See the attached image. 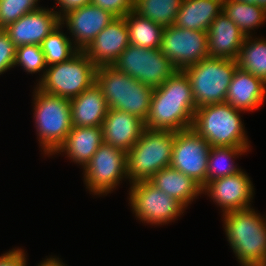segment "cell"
Instances as JSON below:
<instances>
[{"label":"cell","instance_id":"cell-1","mask_svg":"<svg viewBox=\"0 0 266 266\" xmlns=\"http://www.w3.org/2000/svg\"><path fill=\"white\" fill-rule=\"evenodd\" d=\"M196 109L190 81L183 71H177L153 89L144 127L174 132L191 128Z\"/></svg>","mask_w":266,"mask_h":266},{"label":"cell","instance_id":"cell-2","mask_svg":"<svg viewBox=\"0 0 266 266\" xmlns=\"http://www.w3.org/2000/svg\"><path fill=\"white\" fill-rule=\"evenodd\" d=\"M224 228L242 266H266V220L252 208L223 213Z\"/></svg>","mask_w":266,"mask_h":266},{"label":"cell","instance_id":"cell-3","mask_svg":"<svg viewBox=\"0 0 266 266\" xmlns=\"http://www.w3.org/2000/svg\"><path fill=\"white\" fill-rule=\"evenodd\" d=\"M95 82L102 90L109 109L127 112L145 122L150 111L152 87L114 66L98 67Z\"/></svg>","mask_w":266,"mask_h":266},{"label":"cell","instance_id":"cell-4","mask_svg":"<svg viewBox=\"0 0 266 266\" xmlns=\"http://www.w3.org/2000/svg\"><path fill=\"white\" fill-rule=\"evenodd\" d=\"M241 111L226 102L201 106L195 111L191 128L211 147H249Z\"/></svg>","mask_w":266,"mask_h":266},{"label":"cell","instance_id":"cell-5","mask_svg":"<svg viewBox=\"0 0 266 266\" xmlns=\"http://www.w3.org/2000/svg\"><path fill=\"white\" fill-rule=\"evenodd\" d=\"M174 140V131L145 128L138 141L126 153L131 183L148 181L155 173L169 167Z\"/></svg>","mask_w":266,"mask_h":266},{"label":"cell","instance_id":"cell-6","mask_svg":"<svg viewBox=\"0 0 266 266\" xmlns=\"http://www.w3.org/2000/svg\"><path fill=\"white\" fill-rule=\"evenodd\" d=\"M34 90V118L45 154H54L72 130L70 99Z\"/></svg>","mask_w":266,"mask_h":266},{"label":"cell","instance_id":"cell-7","mask_svg":"<svg viewBox=\"0 0 266 266\" xmlns=\"http://www.w3.org/2000/svg\"><path fill=\"white\" fill-rule=\"evenodd\" d=\"M237 60L207 57L183 72L187 75L197 108L224 103Z\"/></svg>","mask_w":266,"mask_h":266},{"label":"cell","instance_id":"cell-8","mask_svg":"<svg viewBox=\"0 0 266 266\" xmlns=\"http://www.w3.org/2000/svg\"><path fill=\"white\" fill-rule=\"evenodd\" d=\"M96 69L85 52L78 51L69 60L48 66L37 87L44 92L71 99L95 83Z\"/></svg>","mask_w":266,"mask_h":266},{"label":"cell","instance_id":"cell-9","mask_svg":"<svg viewBox=\"0 0 266 266\" xmlns=\"http://www.w3.org/2000/svg\"><path fill=\"white\" fill-rule=\"evenodd\" d=\"M112 66L153 89L161 86L178 71L161 48H144L131 44Z\"/></svg>","mask_w":266,"mask_h":266},{"label":"cell","instance_id":"cell-10","mask_svg":"<svg viewBox=\"0 0 266 266\" xmlns=\"http://www.w3.org/2000/svg\"><path fill=\"white\" fill-rule=\"evenodd\" d=\"M87 188L96 195L109 193L128 178L127 154L122 149L102 143L84 167Z\"/></svg>","mask_w":266,"mask_h":266},{"label":"cell","instance_id":"cell-11","mask_svg":"<svg viewBox=\"0 0 266 266\" xmlns=\"http://www.w3.org/2000/svg\"><path fill=\"white\" fill-rule=\"evenodd\" d=\"M129 203L133 212L142 222L165 224L176 219L184 211V206L149 181L132 183Z\"/></svg>","mask_w":266,"mask_h":266},{"label":"cell","instance_id":"cell-12","mask_svg":"<svg viewBox=\"0 0 266 266\" xmlns=\"http://www.w3.org/2000/svg\"><path fill=\"white\" fill-rule=\"evenodd\" d=\"M161 51L178 71L197 64L208 55L207 31H194L174 24L163 30Z\"/></svg>","mask_w":266,"mask_h":266},{"label":"cell","instance_id":"cell-13","mask_svg":"<svg viewBox=\"0 0 266 266\" xmlns=\"http://www.w3.org/2000/svg\"><path fill=\"white\" fill-rule=\"evenodd\" d=\"M211 145L193 128L175 131L171 167L206 185L208 155Z\"/></svg>","mask_w":266,"mask_h":266},{"label":"cell","instance_id":"cell-14","mask_svg":"<svg viewBox=\"0 0 266 266\" xmlns=\"http://www.w3.org/2000/svg\"><path fill=\"white\" fill-rule=\"evenodd\" d=\"M253 186L243 171L207 183L202 192H207L224 213L250 208Z\"/></svg>","mask_w":266,"mask_h":266},{"label":"cell","instance_id":"cell-15","mask_svg":"<svg viewBox=\"0 0 266 266\" xmlns=\"http://www.w3.org/2000/svg\"><path fill=\"white\" fill-rule=\"evenodd\" d=\"M116 17L93 4L67 12L60 18L69 27L79 51H84L93 39Z\"/></svg>","mask_w":266,"mask_h":266},{"label":"cell","instance_id":"cell-16","mask_svg":"<svg viewBox=\"0 0 266 266\" xmlns=\"http://www.w3.org/2000/svg\"><path fill=\"white\" fill-rule=\"evenodd\" d=\"M57 11L43 9L24 14L4 30L16 47L21 45H41L43 40L60 24Z\"/></svg>","mask_w":266,"mask_h":266},{"label":"cell","instance_id":"cell-17","mask_svg":"<svg viewBox=\"0 0 266 266\" xmlns=\"http://www.w3.org/2000/svg\"><path fill=\"white\" fill-rule=\"evenodd\" d=\"M129 44V32L125 19L119 17L107 25L84 52L97 68L112 66Z\"/></svg>","mask_w":266,"mask_h":266},{"label":"cell","instance_id":"cell-18","mask_svg":"<svg viewBox=\"0 0 266 266\" xmlns=\"http://www.w3.org/2000/svg\"><path fill=\"white\" fill-rule=\"evenodd\" d=\"M144 129V122L134 115L108 109L102 124L103 142L127 153L138 141Z\"/></svg>","mask_w":266,"mask_h":266},{"label":"cell","instance_id":"cell-19","mask_svg":"<svg viewBox=\"0 0 266 266\" xmlns=\"http://www.w3.org/2000/svg\"><path fill=\"white\" fill-rule=\"evenodd\" d=\"M208 34L209 57L236 60L246 36L223 11L212 21Z\"/></svg>","mask_w":266,"mask_h":266},{"label":"cell","instance_id":"cell-20","mask_svg":"<svg viewBox=\"0 0 266 266\" xmlns=\"http://www.w3.org/2000/svg\"><path fill=\"white\" fill-rule=\"evenodd\" d=\"M266 83L244 70L237 68L226 95V103L242 111H253L265 100Z\"/></svg>","mask_w":266,"mask_h":266},{"label":"cell","instance_id":"cell-21","mask_svg":"<svg viewBox=\"0 0 266 266\" xmlns=\"http://www.w3.org/2000/svg\"><path fill=\"white\" fill-rule=\"evenodd\" d=\"M70 106L73 127H102L109 109L96 82L78 96L71 98Z\"/></svg>","mask_w":266,"mask_h":266},{"label":"cell","instance_id":"cell-22","mask_svg":"<svg viewBox=\"0 0 266 266\" xmlns=\"http://www.w3.org/2000/svg\"><path fill=\"white\" fill-rule=\"evenodd\" d=\"M102 143V127H73L55 153L67 152L70 159L84 168Z\"/></svg>","mask_w":266,"mask_h":266},{"label":"cell","instance_id":"cell-23","mask_svg":"<svg viewBox=\"0 0 266 266\" xmlns=\"http://www.w3.org/2000/svg\"><path fill=\"white\" fill-rule=\"evenodd\" d=\"M148 181L170 197L175 198L184 207H187L195 197L203 193L198 182L171 166L161 169Z\"/></svg>","mask_w":266,"mask_h":266},{"label":"cell","instance_id":"cell-24","mask_svg":"<svg viewBox=\"0 0 266 266\" xmlns=\"http://www.w3.org/2000/svg\"><path fill=\"white\" fill-rule=\"evenodd\" d=\"M223 11V0H183L175 26L194 31H207Z\"/></svg>","mask_w":266,"mask_h":266},{"label":"cell","instance_id":"cell-25","mask_svg":"<svg viewBox=\"0 0 266 266\" xmlns=\"http://www.w3.org/2000/svg\"><path fill=\"white\" fill-rule=\"evenodd\" d=\"M125 22L129 32L131 45L144 48H160L165 27L141 17L134 10L127 14Z\"/></svg>","mask_w":266,"mask_h":266},{"label":"cell","instance_id":"cell-26","mask_svg":"<svg viewBox=\"0 0 266 266\" xmlns=\"http://www.w3.org/2000/svg\"><path fill=\"white\" fill-rule=\"evenodd\" d=\"M223 13L239 27L245 36H250V30L264 24L266 20L264 8L236 0H223Z\"/></svg>","mask_w":266,"mask_h":266},{"label":"cell","instance_id":"cell-27","mask_svg":"<svg viewBox=\"0 0 266 266\" xmlns=\"http://www.w3.org/2000/svg\"><path fill=\"white\" fill-rule=\"evenodd\" d=\"M236 60L238 68L266 83V40L254 39L253 41L251 36H246Z\"/></svg>","mask_w":266,"mask_h":266},{"label":"cell","instance_id":"cell-28","mask_svg":"<svg viewBox=\"0 0 266 266\" xmlns=\"http://www.w3.org/2000/svg\"><path fill=\"white\" fill-rule=\"evenodd\" d=\"M183 0H135L134 11L163 27L175 23Z\"/></svg>","mask_w":266,"mask_h":266},{"label":"cell","instance_id":"cell-29","mask_svg":"<svg viewBox=\"0 0 266 266\" xmlns=\"http://www.w3.org/2000/svg\"><path fill=\"white\" fill-rule=\"evenodd\" d=\"M249 147H211L208 155L206 184L216 179L236 174L241 169L233 165L232 158L246 152ZM230 161V162H229ZM228 162V163H227Z\"/></svg>","mask_w":266,"mask_h":266},{"label":"cell","instance_id":"cell-30","mask_svg":"<svg viewBox=\"0 0 266 266\" xmlns=\"http://www.w3.org/2000/svg\"><path fill=\"white\" fill-rule=\"evenodd\" d=\"M60 27L62 24L54 29L41 44L46 66L67 61L79 51L76 46H72L70 38L60 31Z\"/></svg>","mask_w":266,"mask_h":266},{"label":"cell","instance_id":"cell-31","mask_svg":"<svg viewBox=\"0 0 266 266\" xmlns=\"http://www.w3.org/2000/svg\"><path fill=\"white\" fill-rule=\"evenodd\" d=\"M38 0H0V29L20 19L24 14L36 11Z\"/></svg>","mask_w":266,"mask_h":266},{"label":"cell","instance_id":"cell-32","mask_svg":"<svg viewBox=\"0 0 266 266\" xmlns=\"http://www.w3.org/2000/svg\"><path fill=\"white\" fill-rule=\"evenodd\" d=\"M23 66L29 73H37L45 69L46 63L41 45H21L16 47L14 66Z\"/></svg>","mask_w":266,"mask_h":266},{"label":"cell","instance_id":"cell-33","mask_svg":"<svg viewBox=\"0 0 266 266\" xmlns=\"http://www.w3.org/2000/svg\"><path fill=\"white\" fill-rule=\"evenodd\" d=\"M16 46L4 29H0V75L14 67Z\"/></svg>","mask_w":266,"mask_h":266},{"label":"cell","instance_id":"cell-34","mask_svg":"<svg viewBox=\"0 0 266 266\" xmlns=\"http://www.w3.org/2000/svg\"><path fill=\"white\" fill-rule=\"evenodd\" d=\"M134 1L135 0H91V4L119 18L125 17L134 10Z\"/></svg>","mask_w":266,"mask_h":266},{"label":"cell","instance_id":"cell-35","mask_svg":"<svg viewBox=\"0 0 266 266\" xmlns=\"http://www.w3.org/2000/svg\"><path fill=\"white\" fill-rule=\"evenodd\" d=\"M0 266H26L25 253L21 249H13L0 256Z\"/></svg>","mask_w":266,"mask_h":266},{"label":"cell","instance_id":"cell-36","mask_svg":"<svg viewBox=\"0 0 266 266\" xmlns=\"http://www.w3.org/2000/svg\"><path fill=\"white\" fill-rule=\"evenodd\" d=\"M56 1L57 4L61 6L60 11L62 12L57 13L60 18L62 17L63 13H64L63 15H65L69 11L81 8L91 3V0H56Z\"/></svg>","mask_w":266,"mask_h":266},{"label":"cell","instance_id":"cell-37","mask_svg":"<svg viewBox=\"0 0 266 266\" xmlns=\"http://www.w3.org/2000/svg\"><path fill=\"white\" fill-rule=\"evenodd\" d=\"M38 266H65V264H63V262L57 258L50 257L49 259L47 258L46 261L41 262V264Z\"/></svg>","mask_w":266,"mask_h":266},{"label":"cell","instance_id":"cell-38","mask_svg":"<svg viewBox=\"0 0 266 266\" xmlns=\"http://www.w3.org/2000/svg\"><path fill=\"white\" fill-rule=\"evenodd\" d=\"M256 5L266 10V0H256Z\"/></svg>","mask_w":266,"mask_h":266},{"label":"cell","instance_id":"cell-39","mask_svg":"<svg viewBox=\"0 0 266 266\" xmlns=\"http://www.w3.org/2000/svg\"><path fill=\"white\" fill-rule=\"evenodd\" d=\"M236 1L244 2L248 4H256V0H236Z\"/></svg>","mask_w":266,"mask_h":266}]
</instances>
